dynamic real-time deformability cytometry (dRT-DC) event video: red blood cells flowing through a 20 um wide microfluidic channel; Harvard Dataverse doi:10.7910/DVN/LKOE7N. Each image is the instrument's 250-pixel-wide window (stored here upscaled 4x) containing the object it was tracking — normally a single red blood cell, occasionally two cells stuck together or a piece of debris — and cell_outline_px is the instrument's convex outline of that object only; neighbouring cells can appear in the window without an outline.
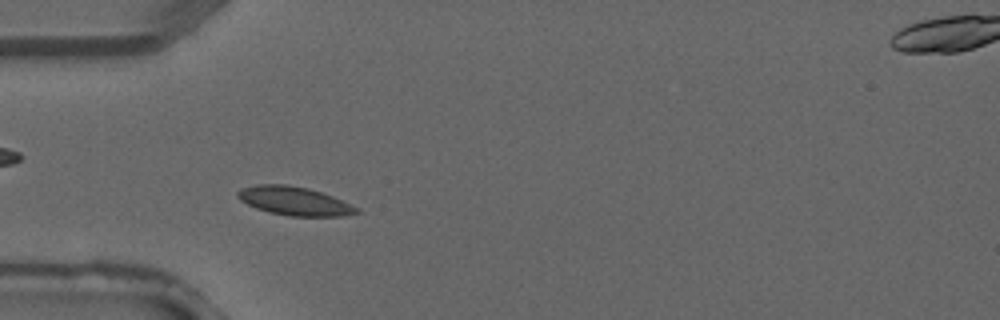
{"species": "common noctule bat (a hibernating species)", "species_latin": "Nyctalus noctula", "temperature_condition": "warm", "stored_images_in_passage": 3, "camera_frame_rate_fps": 3000, "um_per_image_px": 0.085, "animal": {"sex": "male", "forearm_length_mm": 52.5}, "frame": {"image": 1, "passage_image": 2, "time_ms": 0.333, "image_size_px": [1000, 320], "cell_outline_px": [[360, 212], [344, 216], [288, 216], [268, 212], [256, 208], [240, 200], [236, 196], [236, 192], [240, 188], [256, 184], [288, 184], [308, 188], [332, 196], [360, 208]], "centroid_in_image_um": [25.0, 17.08], "position_along_channel_um": 60.0, "area_um2": 20.0}}
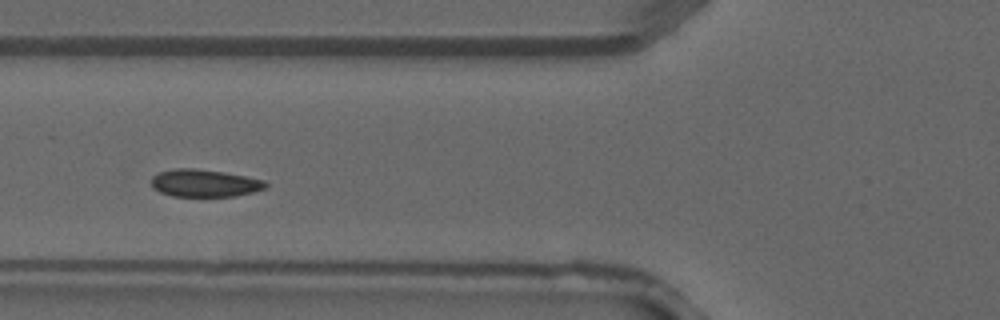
{"frame": {"image": 2, "passage_image": 3, "time_ms": 0.667, "image_size_px": [1000, 320], "cell_outline_px": [[268, 184], [264, 188], [252, 192], [236, 196], [172, 196], [160, 192], [152, 188], [152, 176], [156, 172], [176, 168], [196, 168], [224, 172], [248, 176], [264, 180]], "centroid_in_image_um": [17.36, 15.55], "position_along_channel_um": 108.4, "area_um2": 18.44}}